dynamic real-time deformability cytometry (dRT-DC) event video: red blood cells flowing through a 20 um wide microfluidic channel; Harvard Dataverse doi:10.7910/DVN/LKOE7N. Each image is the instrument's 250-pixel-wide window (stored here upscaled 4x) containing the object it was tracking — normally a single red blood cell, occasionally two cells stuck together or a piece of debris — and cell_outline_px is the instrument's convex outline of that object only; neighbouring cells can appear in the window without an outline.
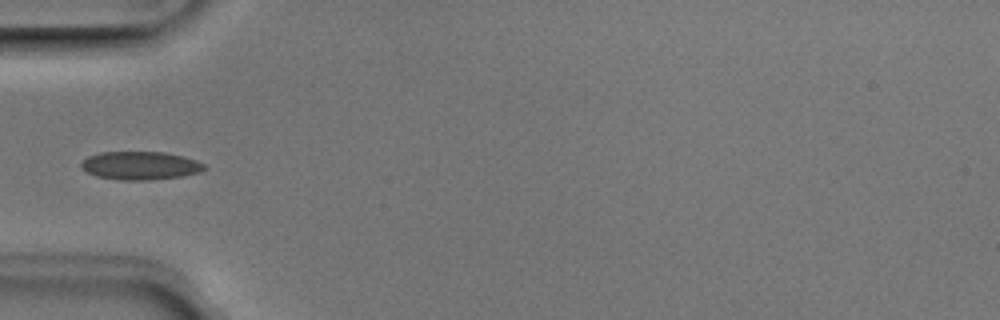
{"species": "Egyptian fruit bat (a non-hibernating species)", "species_latin": "Rousettus aegyptiacus", "temperature_condition": "room temperature", "stored_images_in_passage": 4, "camera_frame_rate_fps": 3000, "um_per_image_px": 0.085, "animal": {"sex": "male"}, "frame": {"image": 1, "passage_image": 4, "time_ms": 1.0, "image_size_px": [1000, 320], "cell_outline_px": [[208, 168], [200, 172], [184, 176], [152, 180], [120, 180], [96, 176], [80, 168], [80, 164], [88, 156], [100, 152], [164, 152], [184, 156], [196, 160], [204, 164]], "centroid_in_image_um": [11.95, 14.08], "position_along_channel_um": 73.1, "area_um2": 20.46}}